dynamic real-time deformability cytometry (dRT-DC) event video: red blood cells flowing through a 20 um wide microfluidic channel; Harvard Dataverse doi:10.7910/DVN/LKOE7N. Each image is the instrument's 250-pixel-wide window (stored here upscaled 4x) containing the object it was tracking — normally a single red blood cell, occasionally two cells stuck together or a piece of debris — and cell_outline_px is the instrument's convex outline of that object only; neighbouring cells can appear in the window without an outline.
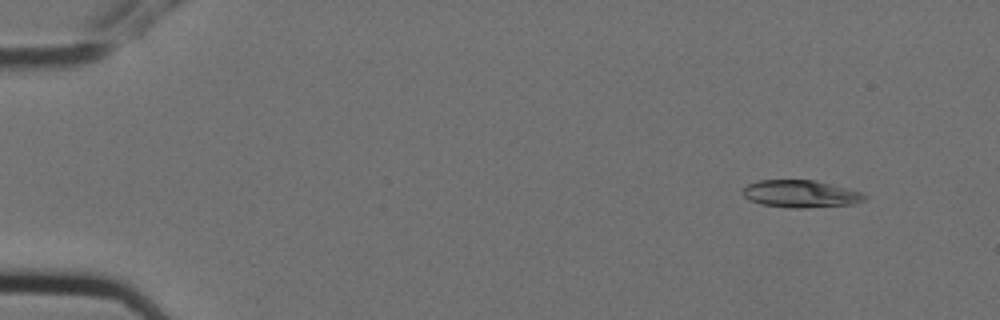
{"species": "Egyptian fruit bat (a non-hibernating species)", "species_latin": "Rousettus aegyptiacus", "temperature_condition": "cold", "stored_images_in_passage": 6, "camera_frame_rate_fps": 3000, "um_per_image_px": 0.085, "animal": {"sex": "female"}, "frame": {"image": 1, "passage_image": 2, "time_ms": 0.333, "image_size_px": [1000, 320], "cell_outline_px": [[868, 196], [864, 200], [852, 204], [804, 208], [792, 208], [760, 204], [744, 196], [740, 192], [748, 184], [760, 180], [812, 180], [848, 188], [860, 192]], "centroid_in_image_um": [68.04, 16.48], "position_along_channel_um": 17.0, "area_um2": 19.25}}